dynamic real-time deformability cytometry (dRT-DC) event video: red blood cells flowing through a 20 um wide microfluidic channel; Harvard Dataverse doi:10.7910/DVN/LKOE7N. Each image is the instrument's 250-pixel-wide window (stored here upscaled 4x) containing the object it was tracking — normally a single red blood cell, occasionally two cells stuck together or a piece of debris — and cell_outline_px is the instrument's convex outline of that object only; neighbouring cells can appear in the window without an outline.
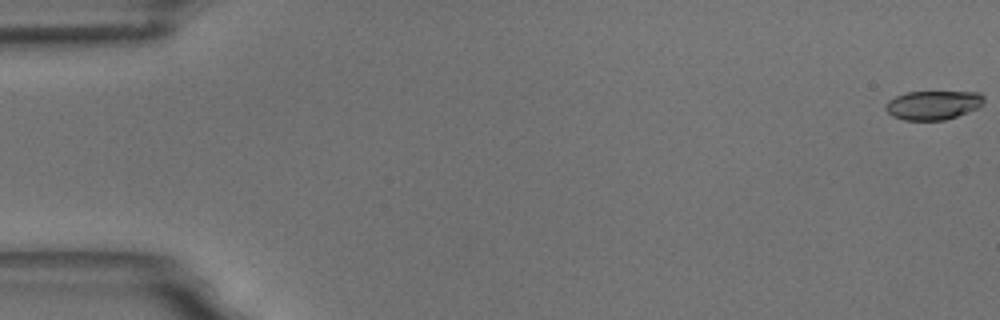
{"species": "common noctule bat (a hibernating species)", "species_latin": "Nyctalus noctula", "temperature_condition": "room temperature", "stored_images_in_passage": 44, "camera_frame_rate_fps": 3000, "um_per_image_px": 0.085, "animal": {"sex": "male", "body_mass_g": 18.8}, "frame": {"image": 1, "passage_image": 1, "time_ms": 0.0, "image_size_px": [1000, 320], "cell_outline_px": [[984, 100], [976, 108], [968, 112], [944, 120], [904, 120], [892, 116], [884, 108], [888, 100], [896, 96], [908, 92], [980, 92], [984, 96]], "centroid_in_image_um": [79.29, 8.93], "position_along_channel_um": 5.7, "area_um2": 16.47}}
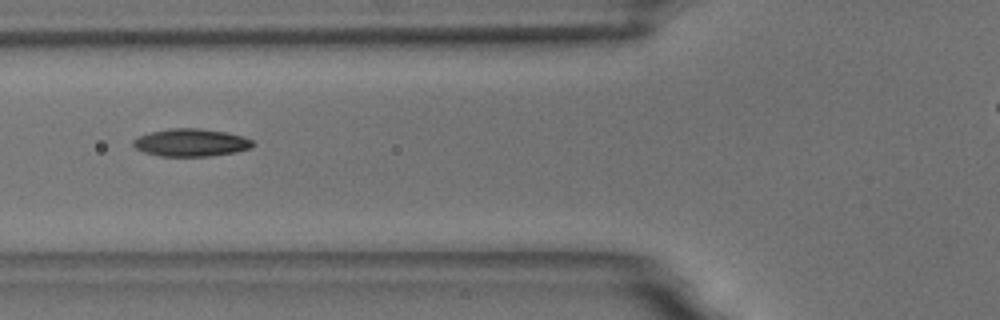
{"frame": {"image": 2, "passage_image": 22, "time_ms": 7.0, "image_size_px": [1000, 320], "cell_outline_px": [[256, 144], [248, 148], [236, 152], [212, 156], [160, 156], [144, 152], [136, 148], [132, 144], [132, 140], [148, 132], [168, 128], [200, 128], [228, 132], [244, 136], [252, 140]], "centroid_in_image_um": [16.24, 12.11], "position_along_channel_um": 109.6, "area_um2": 19.48}}
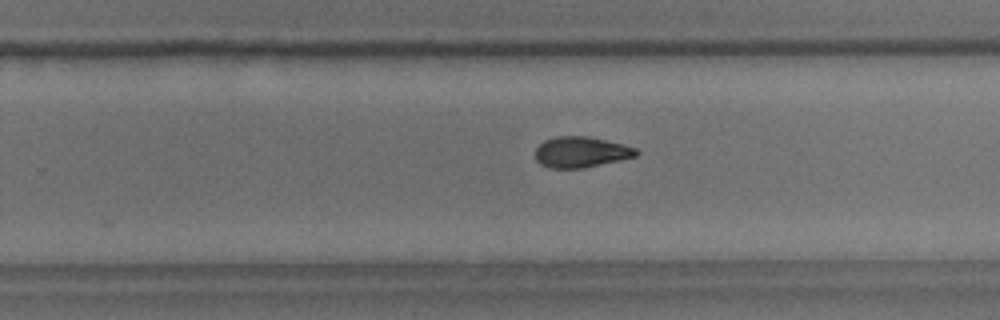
{"frame": {"image": 3, "passage_image": 36, "time_ms": 11.667, "image_size_px": [1000, 320], "cell_outline_px": [[640, 152], [636, 156], [620, 160], [584, 168], [548, 168], [540, 164], [536, 160], [536, 148], [544, 140], [556, 136], [588, 136], [624, 144], [636, 148]], "centroid_in_image_um": [49.39, 12.92], "position_along_channel_um": 280.4, "area_um2": 18.21}, "authors_computed_cell_mechanics": {"area_um2": 18.2359, "velocity_mm_per_s": 3.6573, "shape_relaxation_time_tau1_ms": 6.4609, "shape_relaxation_time_tau2_ms": 4.2009, "deformation_change_tau1": 0.1478, "deformation_change_tau2": 0.1046}}